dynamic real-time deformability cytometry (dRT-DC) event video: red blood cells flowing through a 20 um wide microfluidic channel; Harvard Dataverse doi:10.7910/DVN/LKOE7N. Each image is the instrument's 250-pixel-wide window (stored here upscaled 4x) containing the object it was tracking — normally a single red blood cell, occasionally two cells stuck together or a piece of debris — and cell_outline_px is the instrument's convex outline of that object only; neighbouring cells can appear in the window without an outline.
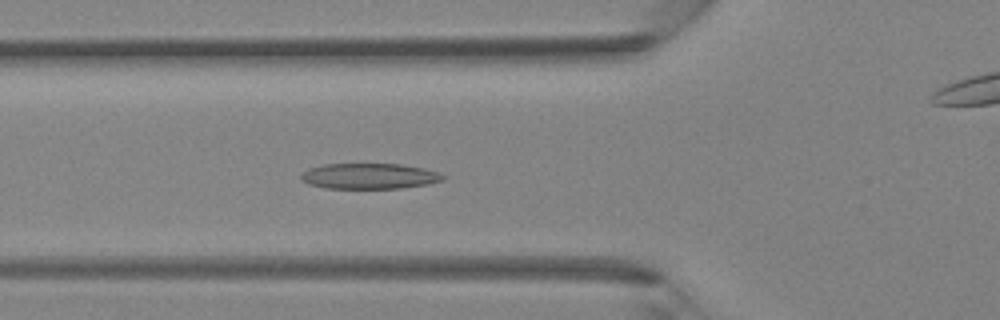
{"species": "Egyptian fruit bat (a non-hibernating species)", "species_latin": "Rousettus aegyptiacus", "temperature_condition": "room temperature", "stored_images_in_passage": 42, "camera_frame_rate_fps": 3000, "um_per_image_px": 0.085, "animal": {"sex": "female"}, "frame": {"image": 1, "passage_image": 14, "time_ms": 4.333, "image_size_px": [1000, 320], "cell_outline_px": [[444, 180], [428, 184], [400, 188], [328, 188], [308, 184], [300, 180], [300, 172], [308, 168], [324, 164], [400, 164], [424, 168], [436, 172], [444, 176]], "centroid_in_image_um": [31.33, 14.96], "position_along_channel_um": 94.5, "area_um2": 21.21}}
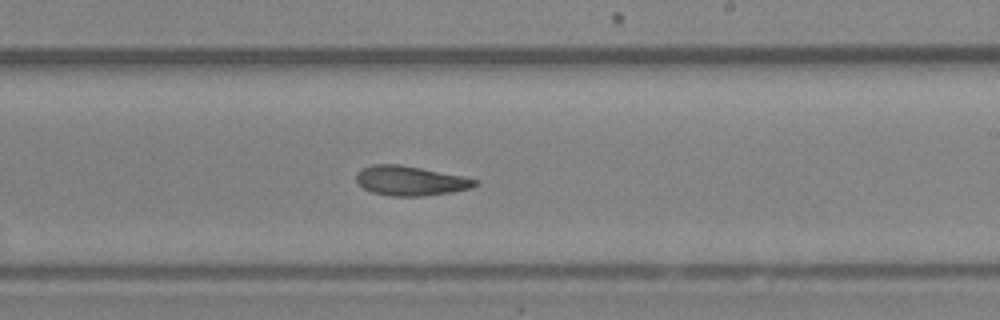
{"frame": {"image": 2, "passage_image": 24, "time_ms": 7.667, "image_size_px": [1000, 320], "cell_outline_px": [[480, 184], [472, 188], [452, 192], [424, 196], [388, 196], [372, 192], [364, 188], [356, 180], [356, 172], [372, 164], [400, 164], [480, 180]], "centroid_in_image_um": [34.9, 15.37], "position_along_channel_um": 254.1, "area_um2": 20.46}}
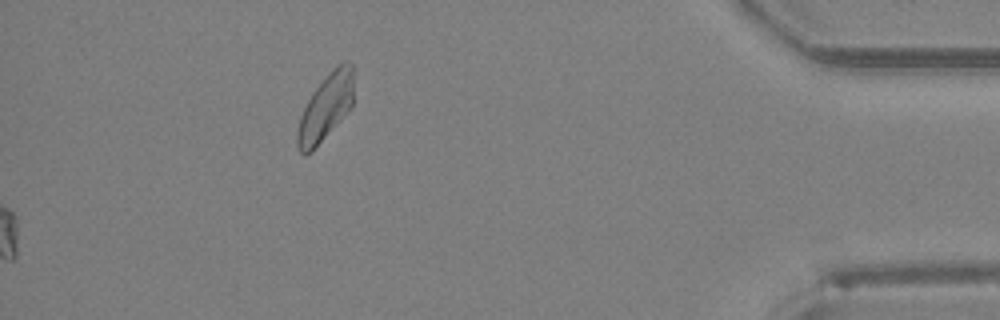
{"frame": {"image": 3, "passage_image": 42, "time_ms": 13.667, "image_size_px": [1000, 320], "cell_outline_px": [[352, 108], [312, 152], [304, 156], [300, 152], [296, 144], [296, 132], [300, 116], [312, 92], [328, 72], [332, 68], [344, 60], [348, 60], [352, 64]], "centroid_in_image_um": [27.66, 9.15], "position_along_channel_um": 407.5, "area_um2": 22.02}}